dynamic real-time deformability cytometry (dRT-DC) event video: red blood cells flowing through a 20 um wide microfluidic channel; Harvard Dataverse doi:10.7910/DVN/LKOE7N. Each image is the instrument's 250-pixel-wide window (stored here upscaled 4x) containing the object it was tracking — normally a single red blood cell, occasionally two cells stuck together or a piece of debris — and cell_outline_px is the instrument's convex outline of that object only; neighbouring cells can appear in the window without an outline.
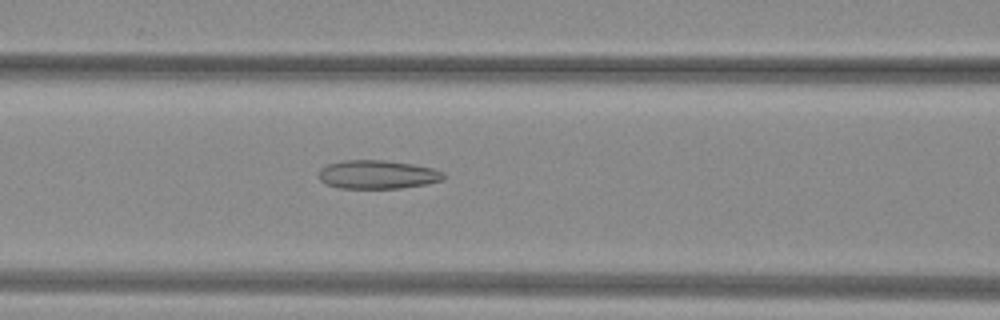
{"species": "common noctule bat (a hibernating species)", "species_latin": "Nyctalus noctula", "temperature_condition": "warm", "stored_images_in_passage": 48, "camera_frame_rate_fps": 3000, "um_per_image_px": 0.085, "animal": {"sex": "female", "body_mass_g": 29.2, "forearm_length_mm": 56.3}, "frame": {"image": 1, "passage_image": 18, "time_ms": 5.667, "image_size_px": [1000, 320], "cell_outline_px": [[444, 180], [428, 184], [400, 188], [340, 188], [328, 184], [320, 180], [320, 168], [328, 164], [344, 160], [384, 160], [412, 164], [432, 168], [444, 172]], "centroid_in_image_um": [32.12, 14.83], "position_along_channel_um": 134.5, "area_um2": 20.75}}
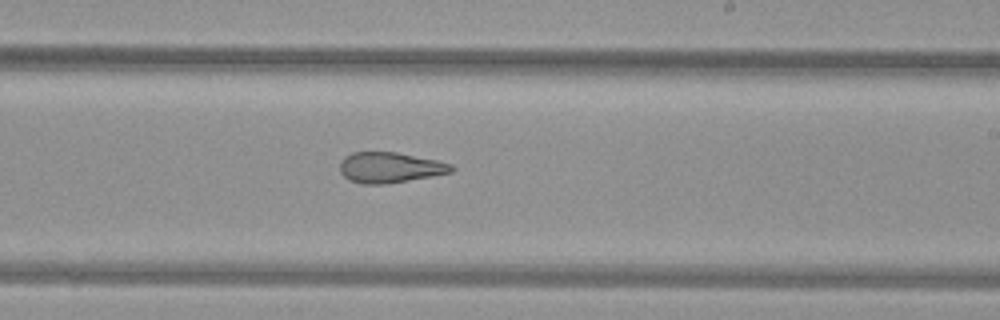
{"frame": {"image": 2, "passage_image": 27, "time_ms": 8.667, "image_size_px": [1000, 320], "cell_outline_px": [[456, 168], [452, 172], [432, 176], [388, 184], [360, 184], [348, 180], [340, 172], [340, 164], [344, 156], [352, 152], [396, 152], [436, 160], [452, 164]], "centroid_in_image_um": [33.13, 14.24], "position_along_channel_um": 255.9, "area_um2": 20.0}}
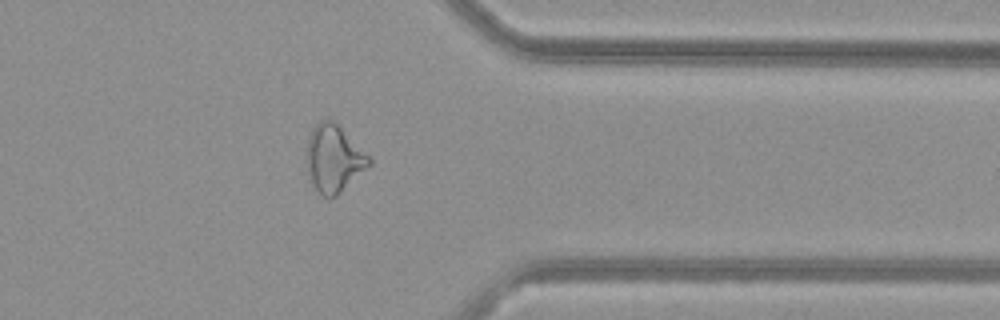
{"frame": {"image": 3, "passage_image": 37, "time_ms": 12.0, "image_size_px": [1000, 320], "cell_outline_px": [[372, 164], [336, 196], [324, 196], [308, 180], [304, 160], [308, 140], [312, 128], [320, 120], [332, 120], [372, 160]], "centroid_in_image_um": [28.31, 13.5], "position_along_channel_um": 383.1, "area_um2": 24.22}, "authors_computed_cell_mechanics": {"area_um2": 23.987, "velocity_mm_per_s": 4.0606, "shape_relaxation_time_tau1_ms": null, "shape_relaxation_time_tau2_ms": 2.6348, "deformation_change_tau1": null, "deformation_change_tau2": 0.1243}}